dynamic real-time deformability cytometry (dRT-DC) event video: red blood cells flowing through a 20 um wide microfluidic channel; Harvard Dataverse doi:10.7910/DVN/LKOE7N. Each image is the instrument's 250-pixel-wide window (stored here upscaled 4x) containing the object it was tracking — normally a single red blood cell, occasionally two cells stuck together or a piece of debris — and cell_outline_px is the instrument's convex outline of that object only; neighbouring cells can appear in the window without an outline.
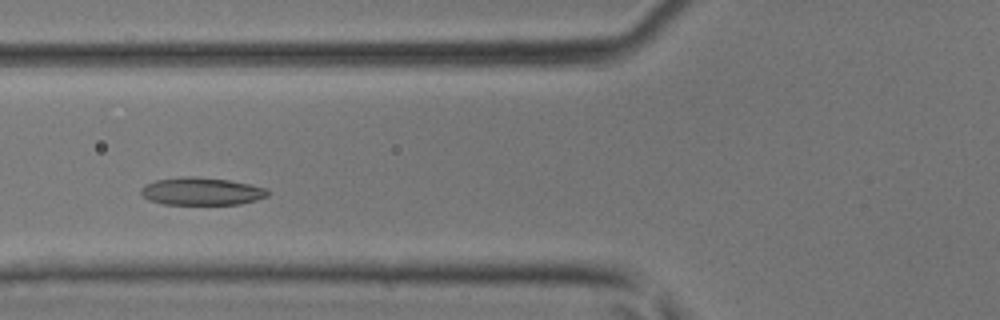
{"species": "common noctule bat (a hibernating species)", "species_latin": "Nyctalus noctula", "temperature_condition": "room temperature", "stored_images_in_passage": 38, "camera_frame_rate_fps": 3000, "um_per_image_px": 0.085, "animal": {"sex": "male", "body_mass_g": 17.9, "forearm_length_mm": 54.2}, "frame": {"image": 1, "passage_image": 10, "time_ms": 3.0, "image_size_px": [1000, 320], "cell_outline_px": [[272, 192], [268, 196], [256, 200], [240, 204], [164, 204], [148, 200], [140, 192], [140, 188], [144, 184], [156, 180], [184, 176], [200, 176], [228, 180], [252, 184], [268, 188]], "centroid_in_image_um": [17.17, 16.25], "position_along_channel_um": 108.6, "area_um2": 20.75}}
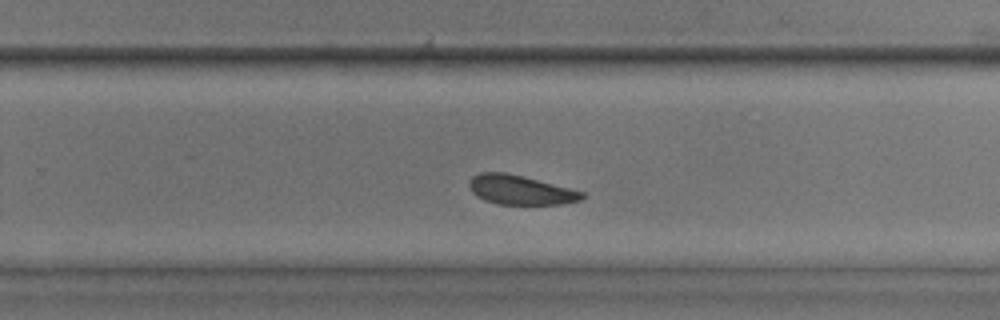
{"frame": {"image": 2, "passage_image": 22, "time_ms": 7.0, "image_size_px": [1000, 320], "cell_outline_px": [[584, 196], [580, 200], [564, 204], [496, 204], [484, 200], [476, 196], [472, 192], [468, 184], [468, 180], [472, 176], [480, 172], [504, 172], [524, 176], [584, 192]], "centroid_in_image_um": [44.19, 16.14], "position_along_channel_um": 285.6, "area_um2": 19.36}}
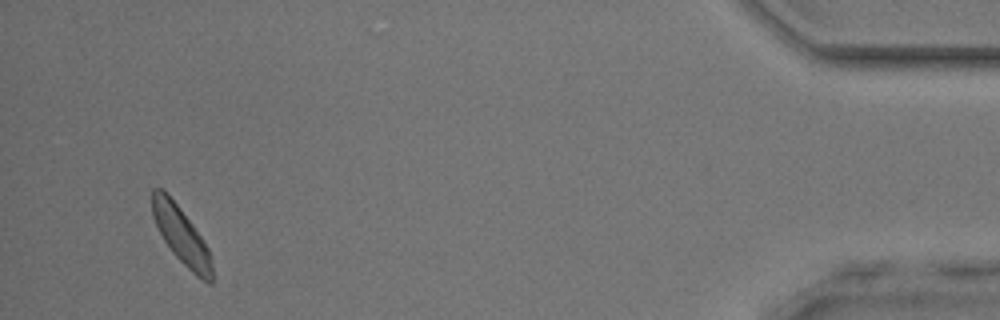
{"frame": {"image": 3, "passage_image": 36, "time_ms": 11.667, "image_size_px": [1000, 320], "cell_outline_px": [[212, 284], [208, 284], [196, 276], [172, 252], [164, 240], [152, 216], [152, 188], [164, 188], [180, 208], [192, 224], [208, 248], [212, 264]], "centroid_in_image_um": [15.4, 20.0], "position_along_channel_um": 419.8, "area_um2": 19.65}}